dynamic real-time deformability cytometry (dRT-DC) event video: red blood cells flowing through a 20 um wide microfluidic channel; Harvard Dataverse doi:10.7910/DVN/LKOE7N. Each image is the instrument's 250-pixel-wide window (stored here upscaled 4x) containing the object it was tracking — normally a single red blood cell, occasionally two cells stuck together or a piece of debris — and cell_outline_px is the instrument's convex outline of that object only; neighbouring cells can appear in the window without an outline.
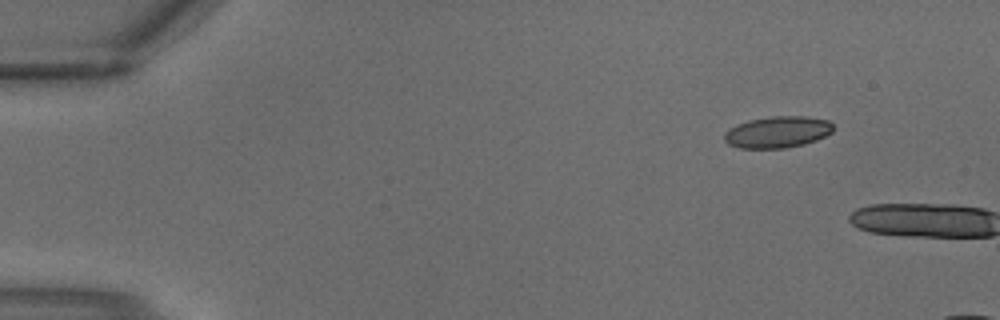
{"species": "common noctule bat (a hibernating species)", "species_latin": "Nyctalus noctula", "temperature_condition": "warm", "stored_images_in_passage": 5, "camera_frame_rate_fps": 3000, "um_per_image_px": 0.085, "animal": {"sex": "male", "body_mass_g": 18.8}, "frame": {"image": 1, "passage_image": 1, "time_ms": 0.0, "image_size_px": [1000, 320], "cell_outline_px": [[832, 132], [816, 140], [804, 144], [784, 148], [740, 148], [728, 144], [724, 140], [724, 132], [728, 128], [736, 124], [748, 120], [772, 116], [804, 116], [828, 120], [832, 124]], "centroid_in_image_um": [66.05, 11.22], "position_along_channel_um": 19.0, "area_um2": 20.06}}